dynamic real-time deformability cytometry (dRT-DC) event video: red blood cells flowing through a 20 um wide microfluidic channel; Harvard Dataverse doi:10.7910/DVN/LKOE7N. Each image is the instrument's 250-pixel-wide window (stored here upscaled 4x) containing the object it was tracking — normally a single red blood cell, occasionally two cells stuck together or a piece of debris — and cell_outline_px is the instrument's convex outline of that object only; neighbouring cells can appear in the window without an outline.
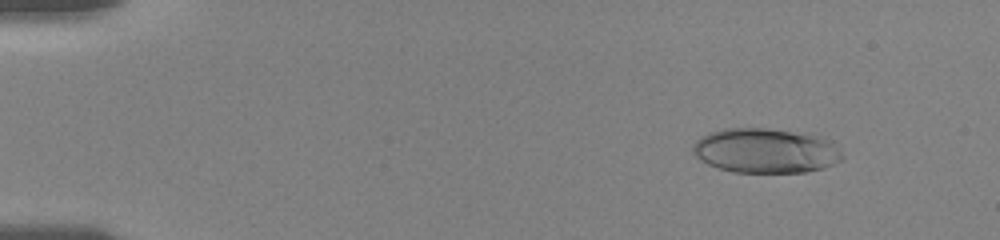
{"species": "human", "species_latin": "Homo sapiens", "temperature_condition": "room temperature", "stored_images_in_passage": 56, "camera_frame_rate_fps": 3000, "um_per_image_px": 0.085, "donor": {"sex": "female"}, "frame": {"image": 1, "passage_image": 7, "time_ms": 2.0, "image_size_px": [1000, 240], "cell_outline_px": [[844, 156], [840, 160], [824, 168], [808, 172], [732, 172], [708, 164], [700, 160], [692, 152], [692, 144], [700, 136], [708, 132], [724, 128], [768, 128], [804, 132], [820, 136], [832, 140]], "centroid_in_image_um": [65.08, 12.79], "position_along_channel_um": 19.9, "area_um2": 39.48}}
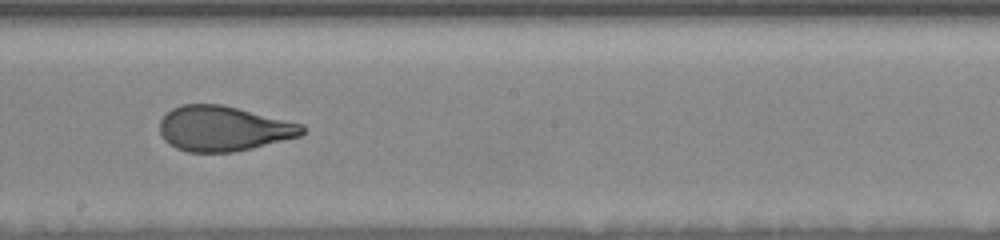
{"frame": {"image": 2, "passage_image": 33, "time_ms": 10.667, "image_size_px": [1000, 240], "cell_outline_px": [[304, 132], [300, 136], [252, 148], [232, 152], [188, 152], [176, 148], [168, 144], [160, 136], [160, 120], [172, 108], [180, 104], [220, 104], [304, 124]], "centroid_in_image_um": [18.96, 10.93], "position_along_channel_um": 229.2, "area_um2": 37.4}}
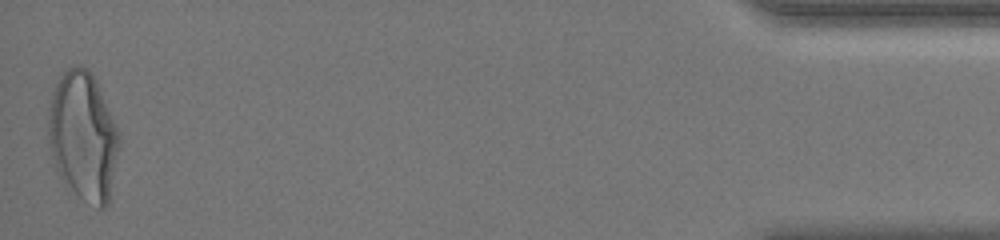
{"frame": {"image": 3, "passage_image": 56, "time_ms": 18.333, "image_size_px": [1000, 240], "cell_outline_px": [[120, 144], [108, 204], [104, 208], [96, 208], [84, 200], [64, 180], [56, 168], [52, 156], [48, 140], [48, 108], [52, 92], [60, 76], [68, 68], [76, 64], [80, 64], [88, 68], [92, 72], [96, 80], [120, 136]], "centroid_in_image_um": [7.07, 11.53], "position_along_channel_um": 428.1, "area_um2": 52.89}, "authors_computed_cell_mechanics": {"area_um2": 38.8127, "velocity_mm_per_s": 3.6345, "shape_relaxation_time_tau1_ms": 6.675, "shape_relaxation_time_tau2_ms": 0.75, "deformation_change_tau1": 0.2189, "deformation_change_tau2": 0.0765}}